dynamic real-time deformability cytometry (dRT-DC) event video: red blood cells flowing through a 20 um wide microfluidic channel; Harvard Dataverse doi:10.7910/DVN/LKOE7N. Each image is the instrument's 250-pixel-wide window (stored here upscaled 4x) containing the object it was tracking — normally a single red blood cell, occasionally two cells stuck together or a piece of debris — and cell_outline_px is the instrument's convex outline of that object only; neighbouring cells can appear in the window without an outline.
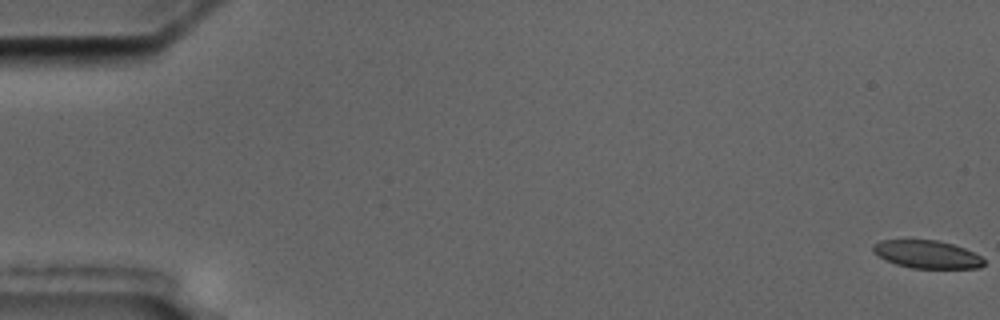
{"species": "common noctule bat (a hibernating species)", "species_latin": "Nyctalus noctula", "temperature_condition": "cold", "stored_images_in_passage": 6, "camera_frame_rate_fps": 3000, "um_per_image_px": 0.085, "animal": {"sex": "male", "body_mass_g": 17.5, "forearm_length_mm": 52.3}, "frame": {"image": 1, "passage_image": 1, "time_ms": 0.0, "image_size_px": [1000, 320], "cell_outline_px": [[984, 264], [980, 268], [912, 268], [896, 264], [872, 252], [872, 244], [880, 240], [936, 240], [952, 244], [964, 248], [980, 256], [984, 260]], "centroid_in_image_um": [78.78, 21.61], "position_along_channel_um": 6.2, "area_um2": 17.86}}
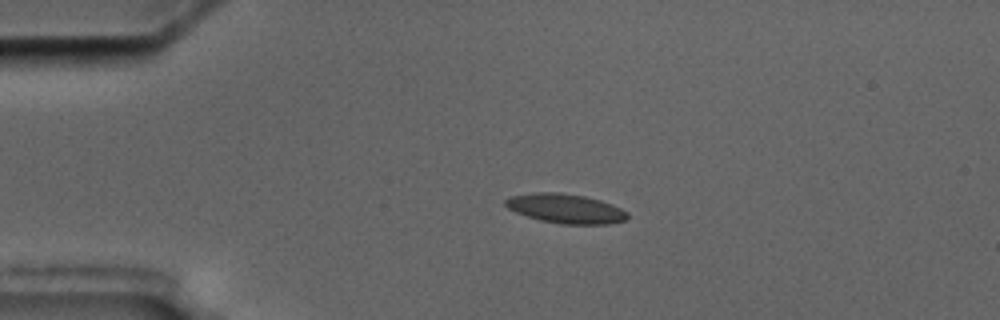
{"frame": {"image": 2, "passage_image": 5, "time_ms": 4.333, "image_size_px": [1000, 320], "cell_outline_px": [[628, 216], [624, 220], [608, 224], [560, 224], [540, 220], [516, 212], [508, 208], [504, 204], [504, 200], [508, 196], [532, 192], [556, 192], [584, 196], [600, 200], [612, 204], [628, 212]], "centroid_in_image_um": [48.04, 17.72], "position_along_channel_um": 37.0, "area_um2": 20.92}}